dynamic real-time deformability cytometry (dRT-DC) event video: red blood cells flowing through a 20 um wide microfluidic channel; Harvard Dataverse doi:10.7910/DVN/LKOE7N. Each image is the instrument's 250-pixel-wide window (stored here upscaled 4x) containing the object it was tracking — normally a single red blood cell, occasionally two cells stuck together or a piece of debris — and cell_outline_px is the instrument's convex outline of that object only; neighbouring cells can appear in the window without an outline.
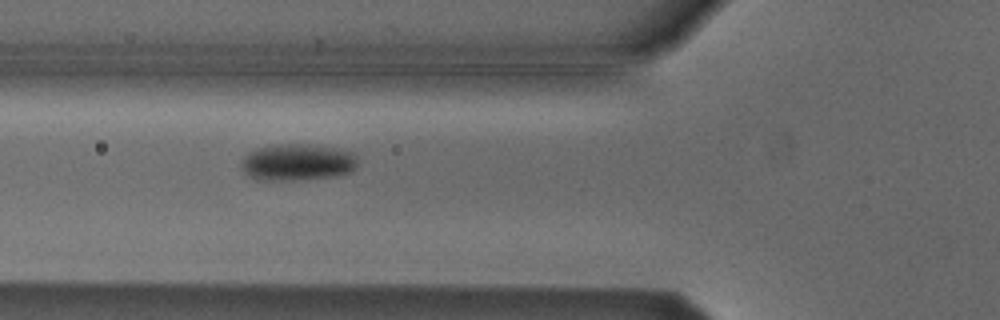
{"species": "Egyptian fruit bat (a non-hibernating species)", "species_latin": "Rousettus aegyptiacus", "temperature_condition": "cold", "stored_images_in_passage": 6, "camera_frame_rate_fps": 3000, "um_per_image_px": 0.085, "animal": {"sex": "male"}, "frame": {"image": 1, "passage_image": 5, "time_ms": 1.333, "image_size_px": [1000, 320], "cell_outline_px": [[356, 168], [352, 172], [340, 176], [292, 180], [260, 180], [244, 172], [240, 164], [244, 156], [248, 152], [256, 148], [272, 144], [308, 144], [332, 148], [352, 152], [356, 156]], "centroid_in_image_um": [25.27, 13.79], "position_along_channel_um": 100.5, "area_um2": 25.03}}
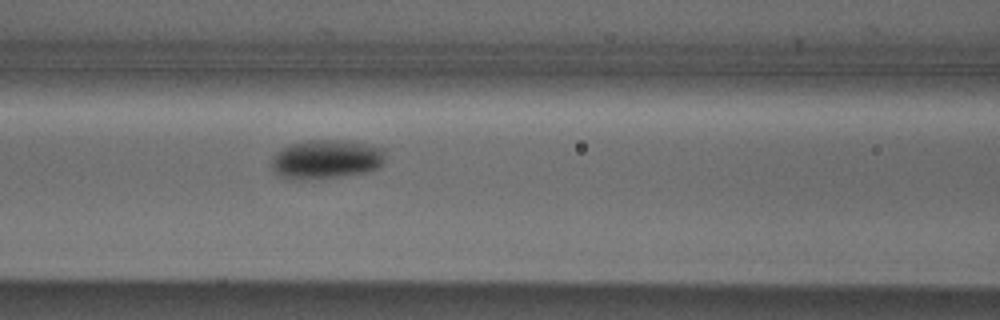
{"frame": {"image": 2, "passage_image": 6, "time_ms": 1.667, "image_size_px": [1000, 320], "cell_outline_px": [[384, 156], [380, 168], [368, 172], [336, 176], [300, 180], [288, 180], [280, 176], [272, 168], [272, 156], [280, 148], [288, 144], [308, 140], [348, 140], [368, 144], [384, 148]], "centroid_in_image_um": [27.7, 13.52], "position_along_channel_um": 138.9, "area_um2": 26.18}}